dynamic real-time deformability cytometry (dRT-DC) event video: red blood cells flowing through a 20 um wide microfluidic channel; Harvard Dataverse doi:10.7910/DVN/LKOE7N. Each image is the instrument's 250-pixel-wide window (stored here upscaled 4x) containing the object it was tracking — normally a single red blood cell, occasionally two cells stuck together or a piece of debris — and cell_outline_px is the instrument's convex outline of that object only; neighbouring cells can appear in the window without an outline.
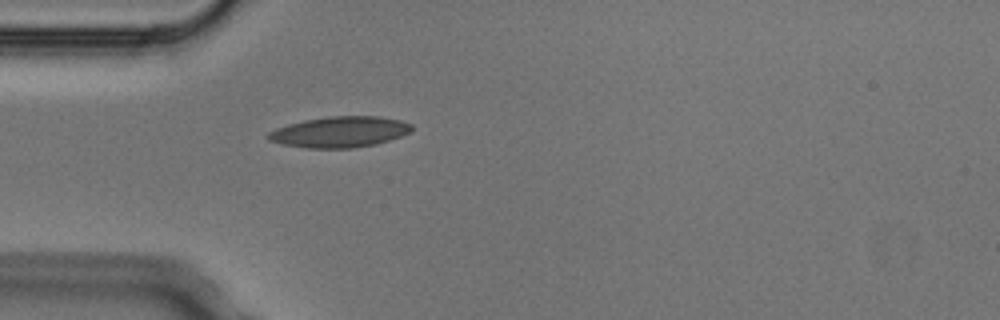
{"species": "Egyptian fruit bat (a non-hibernating species)", "species_latin": "Rousettus aegyptiacus", "temperature_condition": "cold", "stored_images_in_passage": 5, "camera_frame_rate_fps": 3000, "um_per_image_px": 0.085, "animal": {"sex": "male"}, "frame": {"image": 1, "passage_image": 5, "time_ms": 1.333, "image_size_px": [1000, 320], "cell_outline_px": [[412, 132], [376, 144], [352, 148], [308, 148], [284, 144], [268, 140], [264, 136], [268, 132], [276, 128], [288, 124], [304, 120], [328, 116], [380, 116], [400, 120], [412, 124]], "centroid_in_image_um": [28.87, 11.21], "position_along_channel_um": 56.1, "area_um2": 25.89}}